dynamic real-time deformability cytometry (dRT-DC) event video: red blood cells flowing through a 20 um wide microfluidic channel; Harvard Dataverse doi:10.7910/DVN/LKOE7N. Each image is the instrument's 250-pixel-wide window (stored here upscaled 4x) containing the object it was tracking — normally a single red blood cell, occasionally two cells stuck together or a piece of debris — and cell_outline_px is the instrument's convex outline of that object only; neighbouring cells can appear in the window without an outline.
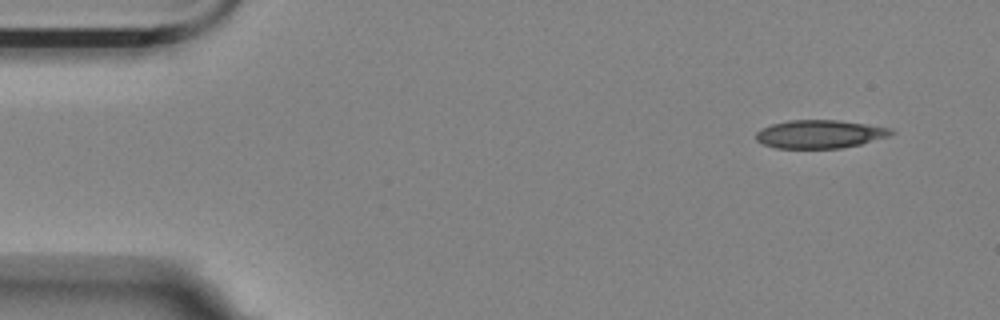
{"species": "Egyptian fruit bat (a non-hibernating species)", "species_latin": "Rousettus aegyptiacus", "temperature_condition": "room temperature", "stored_images_in_passage": 5, "camera_frame_rate_fps": 3000, "um_per_image_px": 0.085, "animal": {"sex": "female"}, "frame": {"image": 1, "passage_image": 1, "time_ms": 0.0, "image_size_px": [1000, 320], "cell_outline_px": [[892, 132], [888, 136], [860, 144], [840, 148], [776, 148], [764, 144], [756, 140], [756, 132], [760, 128], [772, 124], [788, 120], [836, 120], [892, 128]], "centroid_in_image_um": [69.63, 11.4], "position_along_channel_um": 15.4, "area_um2": 22.02}}
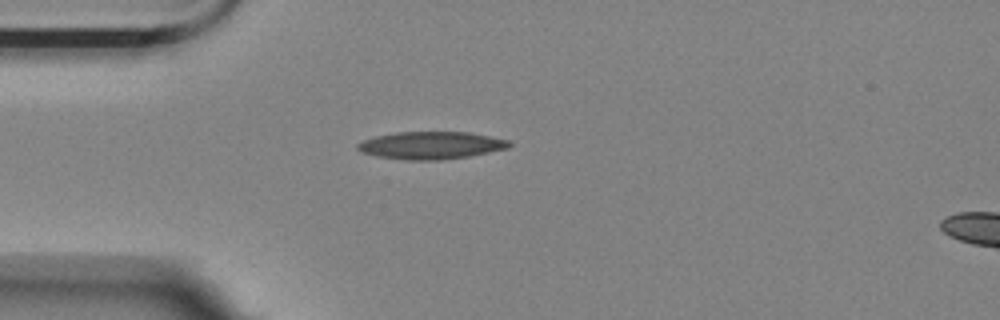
{"frame": {"image": 2, "passage_image": 4, "time_ms": 1.0, "image_size_px": [1000, 320], "cell_outline_px": [[512, 144], [508, 148], [468, 156], [440, 160], [408, 160], [380, 156], [364, 152], [356, 148], [356, 144], [364, 140], [376, 136], [396, 132], [468, 132], [508, 140]], "centroid_in_image_um": [36.64, 12.35], "position_along_channel_um": 48.4, "area_um2": 23.93}}